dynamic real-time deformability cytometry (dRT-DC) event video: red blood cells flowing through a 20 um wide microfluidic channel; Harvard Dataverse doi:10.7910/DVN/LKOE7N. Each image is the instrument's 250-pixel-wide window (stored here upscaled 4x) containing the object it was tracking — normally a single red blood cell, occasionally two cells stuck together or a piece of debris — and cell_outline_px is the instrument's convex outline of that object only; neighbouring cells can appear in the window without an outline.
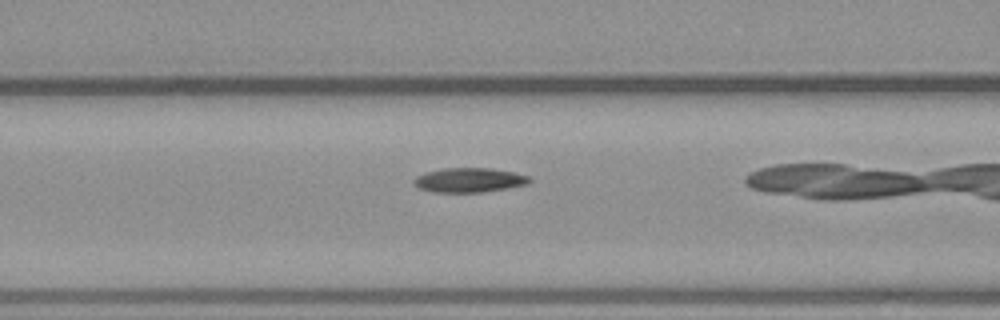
{"species": "common noctule bat (a hibernating species)", "species_latin": "Nyctalus noctula", "temperature_condition": "warm", "stored_images_in_passage": 35, "camera_frame_rate_fps": 3000, "um_per_image_px": 0.085, "animal": {"sex": "male", "body_mass_g": 23.1, "forearm_length_mm": 52.7}, "frame": {"image": 1, "passage_image": 15, "time_ms": 4.667, "image_size_px": [1000, 320], "cell_outline_px": [[532, 180], [528, 184], [508, 188], [484, 192], [432, 192], [420, 188], [412, 180], [416, 176], [428, 172], [444, 168], [488, 168], [512, 172], [528, 176]], "centroid_in_image_um": [39.9, 15.31], "position_along_channel_um": 126.7, "area_um2": 16.3}}
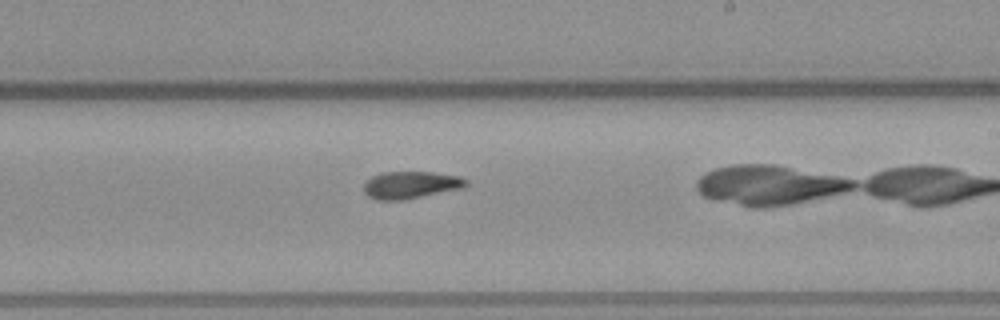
{"frame": {"image": 2, "passage_image": 25, "time_ms": 8.0, "image_size_px": [1000, 320], "cell_outline_px": [[468, 184], [464, 188], [404, 200], [376, 200], [368, 196], [364, 192], [364, 184], [372, 176], [384, 172], [432, 172], [460, 176], [468, 180]], "centroid_in_image_um": [34.94, 15.72], "position_along_channel_um": 254.1, "area_um2": 16.36}}
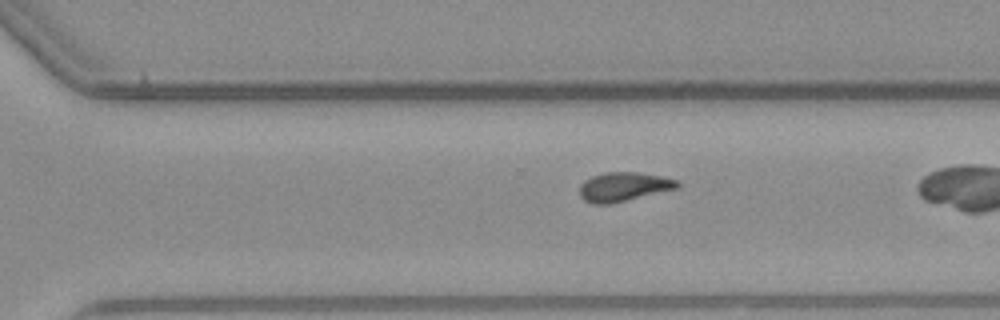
{"frame": {"image": 3, "passage_image": 30, "time_ms": 9.667, "image_size_px": [1000, 320], "cell_outline_px": [[680, 188], [612, 204], [592, 204], [584, 200], [580, 196], [580, 184], [584, 180], [592, 176], [604, 172], [636, 172], [660, 176], [676, 180], [680, 184]], "centroid_in_image_um": [53.0, 15.89], "position_along_channel_um": 317.6, "area_um2": 16.76}}